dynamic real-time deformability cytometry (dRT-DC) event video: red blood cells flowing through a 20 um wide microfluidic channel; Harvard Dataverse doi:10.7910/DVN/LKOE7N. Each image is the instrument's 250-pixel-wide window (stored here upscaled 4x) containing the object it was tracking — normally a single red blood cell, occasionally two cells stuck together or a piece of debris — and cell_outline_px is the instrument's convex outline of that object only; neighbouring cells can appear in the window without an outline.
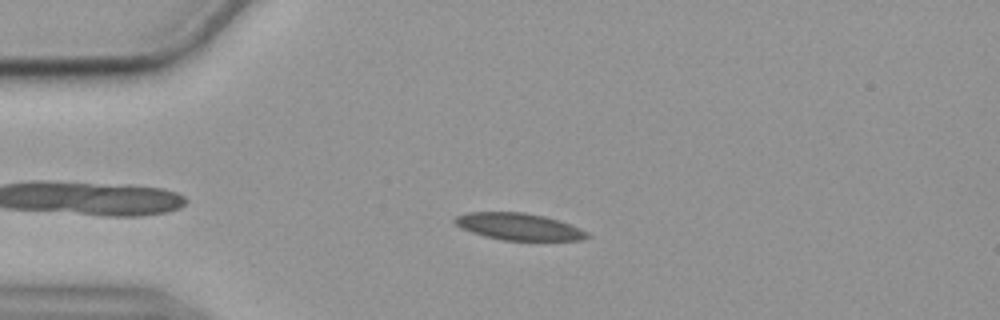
{"species": "common noctule bat (a hibernating species)", "species_latin": "Nyctalus noctula", "temperature_condition": "cold", "stored_images_in_passage": 46, "camera_frame_rate_fps": 3000, "um_per_image_px": 0.085, "animal": {"sex": "female", "body_mass_g": 19.9}, "frame": {"image": 1, "passage_image": 9, "time_ms": 2.667, "image_size_px": [1000, 320], "cell_outline_px": [[592, 236], [584, 240], [504, 240], [484, 236], [460, 228], [452, 220], [456, 216], [468, 212], [524, 212], [544, 216], [580, 228], [588, 232]], "centroid_in_image_um": [44.09, 19.26], "position_along_channel_um": 40.9, "area_um2": 20.69}}
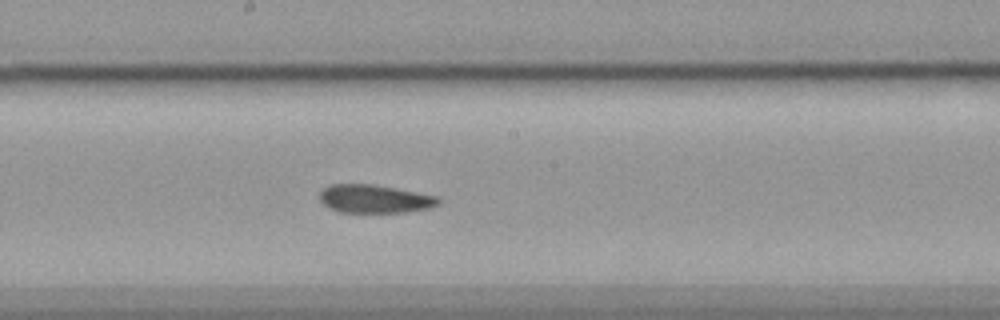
{"frame": {"image": 2, "passage_image": 26, "time_ms": 8.333, "image_size_px": [1000, 320], "cell_outline_px": [[440, 204], [428, 208], [408, 212], [340, 212], [328, 208], [320, 200], [320, 192], [324, 188], [332, 184], [372, 184], [440, 196]], "centroid_in_image_um": [31.87, 16.9], "position_along_channel_um": 216.3, "area_um2": 19.59}}
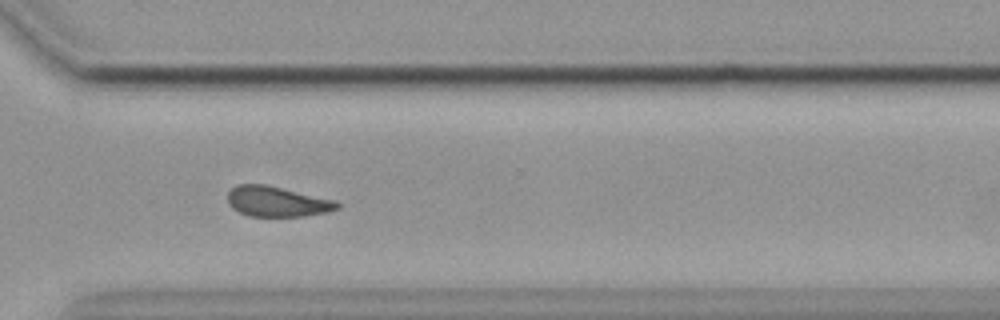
{"frame": {"image": 3, "passage_image": 37, "time_ms": 12.0, "image_size_px": [1000, 320], "cell_outline_px": [[340, 208], [328, 212], [304, 216], [248, 216], [232, 208], [228, 204], [228, 192], [236, 184], [264, 184], [336, 200], [340, 204]], "centroid_in_image_um": [23.55, 17.13], "position_along_channel_um": 347.0, "area_um2": 19.36}, "authors_computed_cell_mechanics": {"area_um2": 20.1722, "velocity_mm_per_s": 3.5597, "shape_relaxation_time_tau1_ms": null, "shape_relaxation_time_tau2_ms": 6.1746, "deformation_change_tau1": null, "deformation_change_tau2": 0.1161}}